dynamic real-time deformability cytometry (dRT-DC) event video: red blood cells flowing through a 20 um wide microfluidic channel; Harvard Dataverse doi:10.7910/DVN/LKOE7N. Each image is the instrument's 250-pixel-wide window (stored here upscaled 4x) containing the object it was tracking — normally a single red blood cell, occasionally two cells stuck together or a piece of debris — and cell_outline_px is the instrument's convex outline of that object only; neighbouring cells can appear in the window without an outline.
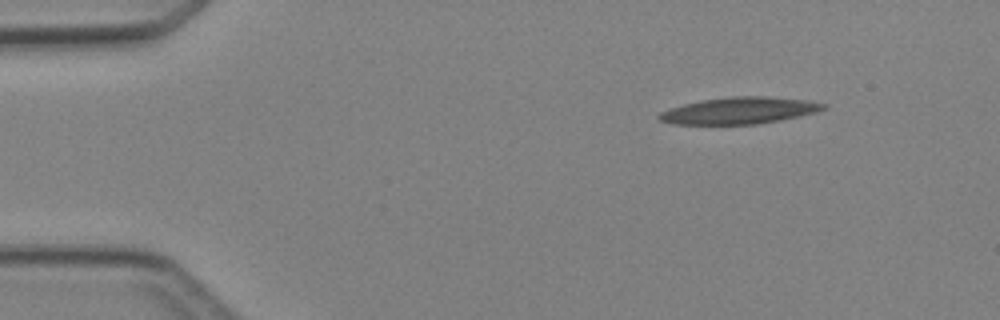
{"species": "Egyptian fruit bat (a non-hibernating species)", "species_latin": "Rousettus aegyptiacus", "temperature_condition": "cold", "stored_images_in_passage": 2, "camera_frame_rate_fps": 3000, "um_per_image_px": 0.085, "animal": {"sex": "female"}, "frame": {"image": 1, "passage_image": 2, "time_ms": 2.0, "image_size_px": [1000, 320], "cell_outline_px": [[828, 108], [816, 112], [800, 116], [780, 120], [756, 124], [672, 124], [660, 120], [656, 116], [660, 112], [684, 104], [704, 100], [728, 96], [768, 96], [808, 100], [828, 104]], "centroid_in_image_um": [62.9, 9.39], "position_along_channel_um": 22.1, "area_um2": 25.61}}